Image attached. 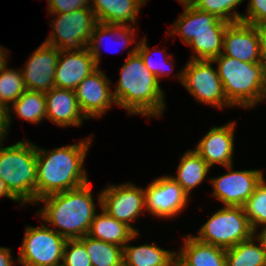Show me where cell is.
Here are the masks:
<instances>
[{
  "label": "cell",
  "mask_w": 266,
  "mask_h": 266,
  "mask_svg": "<svg viewBox=\"0 0 266 266\" xmlns=\"http://www.w3.org/2000/svg\"><path fill=\"white\" fill-rule=\"evenodd\" d=\"M212 64V60L190 59L174 77L197 101L220 109L234 107L227 100L217 68H213Z\"/></svg>",
  "instance_id": "obj_7"
},
{
  "label": "cell",
  "mask_w": 266,
  "mask_h": 266,
  "mask_svg": "<svg viewBox=\"0 0 266 266\" xmlns=\"http://www.w3.org/2000/svg\"><path fill=\"white\" fill-rule=\"evenodd\" d=\"M259 36L261 60L266 65V23L255 26Z\"/></svg>",
  "instance_id": "obj_38"
},
{
  "label": "cell",
  "mask_w": 266,
  "mask_h": 266,
  "mask_svg": "<svg viewBox=\"0 0 266 266\" xmlns=\"http://www.w3.org/2000/svg\"><path fill=\"white\" fill-rule=\"evenodd\" d=\"M101 212L96 213L91 222L90 237L121 247L138 237L139 233H135L128 225L109 216L103 209Z\"/></svg>",
  "instance_id": "obj_22"
},
{
  "label": "cell",
  "mask_w": 266,
  "mask_h": 266,
  "mask_svg": "<svg viewBox=\"0 0 266 266\" xmlns=\"http://www.w3.org/2000/svg\"><path fill=\"white\" fill-rule=\"evenodd\" d=\"M222 53L242 62H262L257 28L241 21L230 23L224 32Z\"/></svg>",
  "instance_id": "obj_16"
},
{
  "label": "cell",
  "mask_w": 266,
  "mask_h": 266,
  "mask_svg": "<svg viewBox=\"0 0 266 266\" xmlns=\"http://www.w3.org/2000/svg\"><path fill=\"white\" fill-rule=\"evenodd\" d=\"M244 0H191L189 3L198 10L208 12L228 23L240 22L242 15L235 8Z\"/></svg>",
  "instance_id": "obj_31"
},
{
  "label": "cell",
  "mask_w": 266,
  "mask_h": 266,
  "mask_svg": "<svg viewBox=\"0 0 266 266\" xmlns=\"http://www.w3.org/2000/svg\"><path fill=\"white\" fill-rule=\"evenodd\" d=\"M80 240L92 266H123V247L85 235Z\"/></svg>",
  "instance_id": "obj_28"
},
{
  "label": "cell",
  "mask_w": 266,
  "mask_h": 266,
  "mask_svg": "<svg viewBox=\"0 0 266 266\" xmlns=\"http://www.w3.org/2000/svg\"><path fill=\"white\" fill-rule=\"evenodd\" d=\"M241 22L254 26L266 23V0H250L247 14L242 15Z\"/></svg>",
  "instance_id": "obj_35"
},
{
  "label": "cell",
  "mask_w": 266,
  "mask_h": 266,
  "mask_svg": "<svg viewBox=\"0 0 266 266\" xmlns=\"http://www.w3.org/2000/svg\"><path fill=\"white\" fill-rule=\"evenodd\" d=\"M98 204L109 216L128 225L135 233L132 221H135L146 210L145 189L133 183L109 185L98 195Z\"/></svg>",
  "instance_id": "obj_10"
},
{
  "label": "cell",
  "mask_w": 266,
  "mask_h": 266,
  "mask_svg": "<svg viewBox=\"0 0 266 266\" xmlns=\"http://www.w3.org/2000/svg\"><path fill=\"white\" fill-rule=\"evenodd\" d=\"M48 13H70L81 8H90V0H47Z\"/></svg>",
  "instance_id": "obj_36"
},
{
  "label": "cell",
  "mask_w": 266,
  "mask_h": 266,
  "mask_svg": "<svg viewBox=\"0 0 266 266\" xmlns=\"http://www.w3.org/2000/svg\"><path fill=\"white\" fill-rule=\"evenodd\" d=\"M246 216L257 234L258 227L266 224V182L263 179L243 206Z\"/></svg>",
  "instance_id": "obj_32"
},
{
  "label": "cell",
  "mask_w": 266,
  "mask_h": 266,
  "mask_svg": "<svg viewBox=\"0 0 266 266\" xmlns=\"http://www.w3.org/2000/svg\"><path fill=\"white\" fill-rule=\"evenodd\" d=\"M137 49L138 44L128 52L113 96L117 105L130 115L156 118L166 109L165 93L156 77L146 68Z\"/></svg>",
  "instance_id": "obj_2"
},
{
  "label": "cell",
  "mask_w": 266,
  "mask_h": 266,
  "mask_svg": "<svg viewBox=\"0 0 266 266\" xmlns=\"http://www.w3.org/2000/svg\"><path fill=\"white\" fill-rule=\"evenodd\" d=\"M0 144V178L20 205L37 204L36 145L28 140Z\"/></svg>",
  "instance_id": "obj_5"
},
{
  "label": "cell",
  "mask_w": 266,
  "mask_h": 266,
  "mask_svg": "<svg viewBox=\"0 0 266 266\" xmlns=\"http://www.w3.org/2000/svg\"><path fill=\"white\" fill-rule=\"evenodd\" d=\"M197 234L194 237L201 242L228 249L250 239L254 230L242 206H224L200 227Z\"/></svg>",
  "instance_id": "obj_6"
},
{
  "label": "cell",
  "mask_w": 266,
  "mask_h": 266,
  "mask_svg": "<svg viewBox=\"0 0 266 266\" xmlns=\"http://www.w3.org/2000/svg\"><path fill=\"white\" fill-rule=\"evenodd\" d=\"M176 261L181 266H227L226 249L186 235L184 245L177 252Z\"/></svg>",
  "instance_id": "obj_20"
},
{
  "label": "cell",
  "mask_w": 266,
  "mask_h": 266,
  "mask_svg": "<svg viewBox=\"0 0 266 266\" xmlns=\"http://www.w3.org/2000/svg\"><path fill=\"white\" fill-rule=\"evenodd\" d=\"M7 64L0 69V103L9 107L8 104L14 103L27 89L22 71L8 69Z\"/></svg>",
  "instance_id": "obj_29"
},
{
  "label": "cell",
  "mask_w": 266,
  "mask_h": 266,
  "mask_svg": "<svg viewBox=\"0 0 266 266\" xmlns=\"http://www.w3.org/2000/svg\"><path fill=\"white\" fill-rule=\"evenodd\" d=\"M254 235L237 245L226 249L227 266H266V249L255 244Z\"/></svg>",
  "instance_id": "obj_27"
},
{
  "label": "cell",
  "mask_w": 266,
  "mask_h": 266,
  "mask_svg": "<svg viewBox=\"0 0 266 266\" xmlns=\"http://www.w3.org/2000/svg\"><path fill=\"white\" fill-rule=\"evenodd\" d=\"M133 26L128 25H113V24H105L97 22V24L94 26L93 33L90 37V40L87 45L88 51L91 53V56L94 58V61L99 67L100 65V45L103 44L104 39H110L114 40L118 39V42H122L121 44L124 47H128L129 44H132L131 41L135 42L136 44H139V41L137 42L134 38V29H132ZM113 40V41H114ZM106 41V40H105ZM116 42V41H115ZM118 44V43H117ZM104 45V44H103ZM102 46V45H101Z\"/></svg>",
  "instance_id": "obj_25"
},
{
  "label": "cell",
  "mask_w": 266,
  "mask_h": 266,
  "mask_svg": "<svg viewBox=\"0 0 266 266\" xmlns=\"http://www.w3.org/2000/svg\"><path fill=\"white\" fill-rule=\"evenodd\" d=\"M123 247V266H174L177 252L165 250L155 243Z\"/></svg>",
  "instance_id": "obj_23"
},
{
  "label": "cell",
  "mask_w": 266,
  "mask_h": 266,
  "mask_svg": "<svg viewBox=\"0 0 266 266\" xmlns=\"http://www.w3.org/2000/svg\"><path fill=\"white\" fill-rule=\"evenodd\" d=\"M174 266H181L177 261L174 263Z\"/></svg>",
  "instance_id": "obj_45"
},
{
  "label": "cell",
  "mask_w": 266,
  "mask_h": 266,
  "mask_svg": "<svg viewBox=\"0 0 266 266\" xmlns=\"http://www.w3.org/2000/svg\"><path fill=\"white\" fill-rule=\"evenodd\" d=\"M1 197H7L13 201L19 202L8 190L7 186L5 185V182L0 178V198Z\"/></svg>",
  "instance_id": "obj_40"
},
{
  "label": "cell",
  "mask_w": 266,
  "mask_h": 266,
  "mask_svg": "<svg viewBox=\"0 0 266 266\" xmlns=\"http://www.w3.org/2000/svg\"><path fill=\"white\" fill-rule=\"evenodd\" d=\"M14 259L11 255V249L0 247V266H13Z\"/></svg>",
  "instance_id": "obj_39"
},
{
  "label": "cell",
  "mask_w": 266,
  "mask_h": 266,
  "mask_svg": "<svg viewBox=\"0 0 266 266\" xmlns=\"http://www.w3.org/2000/svg\"><path fill=\"white\" fill-rule=\"evenodd\" d=\"M8 110L10 126L13 118L12 111L21 119L39 124L44 118L47 119L45 93L26 90L12 105H9Z\"/></svg>",
  "instance_id": "obj_26"
},
{
  "label": "cell",
  "mask_w": 266,
  "mask_h": 266,
  "mask_svg": "<svg viewBox=\"0 0 266 266\" xmlns=\"http://www.w3.org/2000/svg\"><path fill=\"white\" fill-rule=\"evenodd\" d=\"M233 164L225 167L228 173L210 179L213 196L224 206H244L264 179L262 170H233Z\"/></svg>",
  "instance_id": "obj_11"
},
{
  "label": "cell",
  "mask_w": 266,
  "mask_h": 266,
  "mask_svg": "<svg viewBox=\"0 0 266 266\" xmlns=\"http://www.w3.org/2000/svg\"><path fill=\"white\" fill-rule=\"evenodd\" d=\"M60 50L43 42L29 57L22 71L27 90L48 92L53 87Z\"/></svg>",
  "instance_id": "obj_14"
},
{
  "label": "cell",
  "mask_w": 266,
  "mask_h": 266,
  "mask_svg": "<svg viewBox=\"0 0 266 266\" xmlns=\"http://www.w3.org/2000/svg\"><path fill=\"white\" fill-rule=\"evenodd\" d=\"M188 195L171 176H162L145 189L146 211L155 217L172 218L185 209Z\"/></svg>",
  "instance_id": "obj_12"
},
{
  "label": "cell",
  "mask_w": 266,
  "mask_h": 266,
  "mask_svg": "<svg viewBox=\"0 0 266 266\" xmlns=\"http://www.w3.org/2000/svg\"><path fill=\"white\" fill-rule=\"evenodd\" d=\"M177 1H179L182 4V3H189L191 0H177Z\"/></svg>",
  "instance_id": "obj_44"
},
{
  "label": "cell",
  "mask_w": 266,
  "mask_h": 266,
  "mask_svg": "<svg viewBox=\"0 0 266 266\" xmlns=\"http://www.w3.org/2000/svg\"><path fill=\"white\" fill-rule=\"evenodd\" d=\"M91 186L87 184L73 190L54 193L37 201L45 207L37 214L43 222H48L53 229L67 239H80L88 232L96 214V205L92 197Z\"/></svg>",
  "instance_id": "obj_3"
},
{
  "label": "cell",
  "mask_w": 266,
  "mask_h": 266,
  "mask_svg": "<svg viewBox=\"0 0 266 266\" xmlns=\"http://www.w3.org/2000/svg\"><path fill=\"white\" fill-rule=\"evenodd\" d=\"M235 121L222 126H212L194 149L212 167L233 164Z\"/></svg>",
  "instance_id": "obj_15"
},
{
  "label": "cell",
  "mask_w": 266,
  "mask_h": 266,
  "mask_svg": "<svg viewBox=\"0 0 266 266\" xmlns=\"http://www.w3.org/2000/svg\"><path fill=\"white\" fill-rule=\"evenodd\" d=\"M184 12L172 25L168 35H180L185 44H189L197 34L224 33L230 24L217 16L198 10L190 3H182Z\"/></svg>",
  "instance_id": "obj_17"
},
{
  "label": "cell",
  "mask_w": 266,
  "mask_h": 266,
  "mask_svg": "<svg viewBox=\"0 0 266 266\" xmlns=\"http://www.w3.org/2000/svg\"><path fill=\"white\" fill-rule=\"evenodd\" d=\"M47 119L59 127L82 126V113L74 90L53 87L45 93Z\"/></svg>",
  "instance_id": "obj_19"
},
{
  "label": "cell",
  "mask_w": 266,
  "mask_h": 266,
  "mask_svg": "<svg viewBox=\"0 0 266 266\" xmlns=\"http://www.w3.org/2000/svg\"><path fill=\"white\" fill-rule=\"evenodd\" d=\"M224 33L197 34L188 44L194 53L193 60H213L223 52Z\"/></svg>",
  "instance_id": "obj_30"
},
{
  "label": "cell",
  "mask_w": 266,
  "mask_h": 266,
  "mask_svg": "<svg viewBox=\"0 0 266 266\" xmlns=\"http://www.w3.org/2000/svg\"><path fill=\"white\" fill-rule=\"evenodd\" d=\"M97 68L94 58L86 47L79 51H60L54 74L55 87L75 90L85 77Z\"/></svg>",
  "instance_id": "obj_18"
},
{
  "label": "cell",
  "mask_w": 266,
  "mask_h": 266,
  "mask_svg": "<svg viewBox=\"0 0 266 266\" xmlns=\"http://www.w3.org/2000/svg\"><path fill=\"white\" fill-rule=\"evenodd\" d=\"M3 46H0V69L8 62L7 52Z\"/></svg>",
  "instance_id": "obj_42"
},
{
  "label": "cell",
  "mask_w": 266,
  "mask_h": 266,
  "mask_svg": "<svg viewBox=\"0 0 266 266\" xmlns=\"http://www.w3.org/2000/svg\"><path fill=\"white\" fill-rule=\"evenodd\" d=\"M146 1L148 0H90V8L97 22L113 25H128L132 22L136 27L140 8Z\"/></svg>",
  "instance_id": "obj_21"
},
{
  "label": "cell",
  "mask_w": 266,
  "mask_h": 266,
  "mask_svg": "<svg viewBox=\"0 0 266 266\" xmlns=\"http://www.w3.org/2000/svg\"><path fill=\"white\" fill-rule=\"evenodd\" d=\"M18 256L22 266H61L66 239L52 228L27 226Z\"/></svg>",
  "instance_id": "obj_9"
},
{
  "label": "cell",
  "mask_w": 266,
  "mask_h": 266,
  "mask_svg": "<svg viewBox=\"0 0 266 266\" xmlns=\"http://www.w3.org/2000/svg\"><path fill=\"white\" fill-rule=\"evenodd\" d=\"M227 100L233 106L252 108L261 102L266 80L263 62H242L221 53L214 58Z\"/></svg>",
  "instance_id": "obj_4"
},
{
  "label": "cell",
  "mask_w": 266,
  "mask_h": 266,
  "mask_svg": "<svg viewBox=\"0 0 266 266\" xmlns=\"http://www.w3.org/2000/svg\"><path fill=\"white\" fill-rule=\"evenodd\" d=\"M61 266H92L85 244L80 239H67Z\"/></svg>",
  "instance_id": "obj_34"
},
{
  "label": "cell",
  "mask_w": 266,
  "mask_h": 266,
  "mask_svg": "<svg viewBox=\"0 0 266 266\" xmlns=\"http://www.w3.org/2000/svg\"><path fill=\"white\" fill-rule=\"evenodd\" d=\"M54 23L51 33L45 43L58 48L63 52L79 51L87 47L94 26L97 24L96 17L91 8H81L70 13H54Z\"/></svg>",
  "instance_id": "obj_8"
},
{
  "label": "cell",
  "mask_w": 266,
  "mask_h": 266,
  "mask_svg": "<svg viewBox=\"0 0 266 266\" xmlns=\"http://www.w3.org/2000/svg\"><path fill=\"white\" fill-rule=\"evenodd\" d=\"M211 167L202 159L195 150L186 151L177 166V176H171L183 191L188 195L190 192L201 185L206 178Z\"/></svg>",
  "instance_id": "obj_24"
},
{
  "label": "cell",
  "mask_w": 266,
  "mask_h": 266,
  "mask_svg": "<svg viewBox=\"0 0 266 266\" xmlns=\"http://www.w3.org/2000/svg\"><path fill=\"white\" fill-rule=\"evenodd\" d=\"M262 227L263 229L261 231H258L259 233L257 235L254 234V237L266 249V224L262 225Z\"/></svg>",
  "instance_id": "obj_41"
},
{
  "label": "cell",
  "mask_w": 266,
  "mask_h": 266,
  "mask_svg": "<svg viewBox=\"0 0 266 266\" xmlns=\"http://www.w3.org/2000/svg\"><path fill=\"white\" fill-rule=\"evenodd\" d=\"M92 139L91 135L78 143L52 150L36 146L37 201L54 193L76 189L89 182L83 165Z\"/></svg>",
  "instance_id": "obj_1"
},
{
  "label": "cell",
  "mask_w": 266,
  "mask_h": 266,
  "mask_svg": "<svg viewBox=\"0 0 266 266\" xmlns=\"http://www.w3.org/2000/svg\"><path fill=\"white\" fill-rule=\"evenodd\" d=\"M111 84L106 74L98 67L76 87L74 91L79 107L87 119H98L111 109L112 105H117Z\"/></svg>",
  "instance_id": "obj_13"
},
{
  "label": "cell",
  "mask_w": 266,
  "mask_h": 266,
  "mask_svg": "<svg viewBox=\"0 0 266 266\" xmlns=\"http://www.w3.org/2000/svg\"><path fill=\"white\" fill-rule=\"evenodd\" d=\"M264 99L266 100V80H265V87H264L263 96H262L261 101H263Z\"/></svg>",
  "instance_id": "obj_43"
},
{
  "label": "cell",
  "mask_w": 266,
  "mask_h": 266,
  "mask_svg": "<svg viewBox=\"0 0 266 266\" xmlns=\"http://www.w3.org/2000/svg\"><path fill=\"white\" fill-rule=\"evenodd\" d=\"M137 52L141 55L146 68L156 77L159 82L161 80V77H165L173 71L172 68L174 67V65H171L173 63L171 61L173 60H170L172 55L165 54L163 57L165 59L163 61L158 62L153 60L151 55L154 53V51H151L150 47H148L147 40L145 37L139 40ZM168 66L169 68H171V70L169 68H166Z\"/></svg>",
  "instance_id": "obj_33"
},
{
  "label": "cell",
  "mask_w": 266,
  "mask_h": 266,
  "mask_svg": "<svg viewBox=\"0 0 266 266\" xmlns=\"http://www.w3.org/2000/svg\"><path fill=\"white\" fill-rule=\"evenodd\" d=\"M9 110L8 107L0 103V144L4 142L9 131Z\"/></svg>",
  "instance_id": "obj_37"
}]
</instances>
